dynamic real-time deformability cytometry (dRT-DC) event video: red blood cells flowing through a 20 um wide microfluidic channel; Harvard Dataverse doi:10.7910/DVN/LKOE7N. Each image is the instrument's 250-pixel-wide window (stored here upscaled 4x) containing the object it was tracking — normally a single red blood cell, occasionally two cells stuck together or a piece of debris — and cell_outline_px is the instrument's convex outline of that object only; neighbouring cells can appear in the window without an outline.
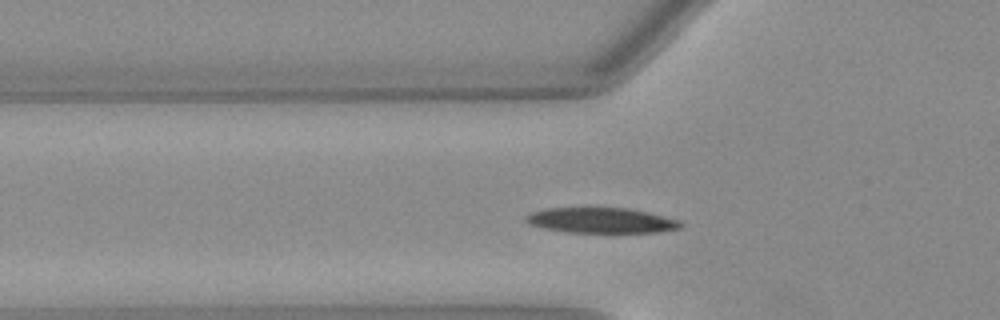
{"species": "Egyptian fruit bat (a non-hibernating species)", "species_latin": "Rousettus aegyptiacus", "temperature_condition": "warm", "stored_images_in_passage": 47, "segment_of_instrument_passage": [1, 2], "camera_frame_rate_fps": 3000, "um_per_image_px": 0.085, "animal": {"sex": "female"}, "frame": {"image": 1, "passage_image": 12, "time_ms": 3.667, "image_size_px": [1000, 320], "cell_outline_px": [[684, 224], [680, 228], [656, 232], [568, 232], [544, 228], [528, 224], [524, 220], [524, 216], [532, 212], [548, 208], [628, 208], [648, 212], [680, 220]], "centroid_in_image_um": [51.1, 18.73], "position_along_channel_um": 74.7, "area_um2": 22.77}}
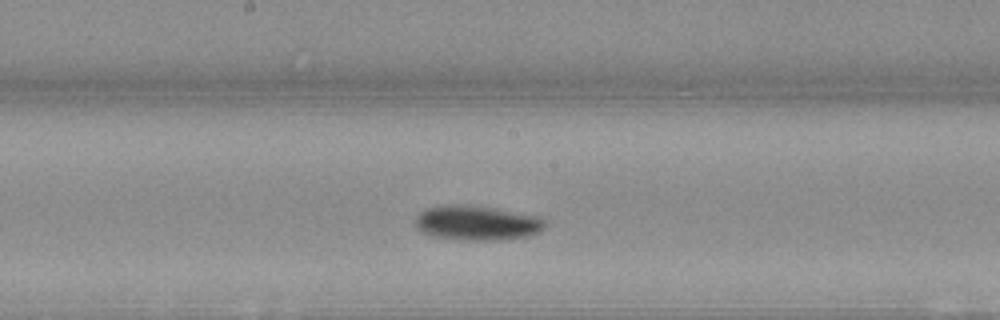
{"frame": {"image": 2, "passage_image": 22, "time_ms": 7.0, "image_size_px": [1000, 320], "cell_outline_px": [[544, 224], [540, 232], [528, 236], [492, 240], [468, 240], [432, 236], [416, 228], [416, 216], [420, 212], [428, 208], [496, 208], [532, 216], [544, 220]], "centroid_in_image_um": [40.55, 19.01], "position_along_channel_um": 207.6, "area_um2": 24.57}}
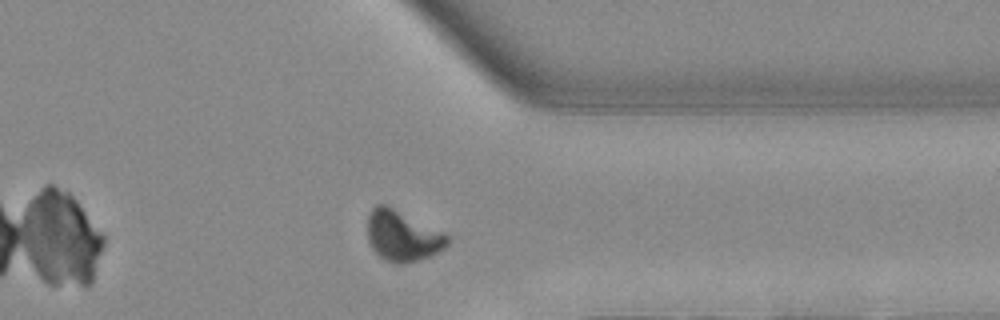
{"frame": {"image": 3, "passage_image": 35, "time_ms": 11.333, "image_size_px": [1000, 320], "cell_outline_px": [[448, 244], [444, 248], [428, 256], [416, 260], [400, 264], [396, 264], [384, 260], [372, 248], [368, 240], [368, 216], [372, 208], [376, 204], [384, 204], [444, 232], [448, 236]], "centroid_in_image_um": [34.19, 20.05], "position_along_channel_um": 377.2, "area_um2": 23.18}}